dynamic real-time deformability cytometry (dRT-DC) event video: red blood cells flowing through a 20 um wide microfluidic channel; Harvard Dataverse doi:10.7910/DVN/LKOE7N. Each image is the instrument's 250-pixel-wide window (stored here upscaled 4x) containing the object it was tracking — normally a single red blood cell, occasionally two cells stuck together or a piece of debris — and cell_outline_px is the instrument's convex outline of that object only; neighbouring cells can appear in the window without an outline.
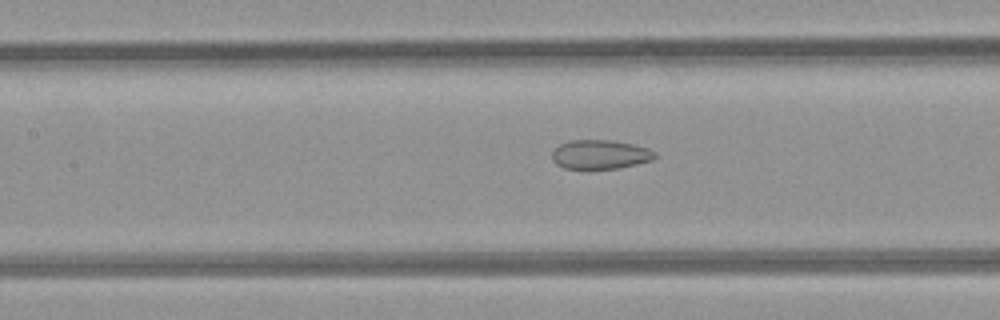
{"species": "common noctule bat (a hibernating species)", "species_latin": "Nyctalus noctula", "temperature_condition": "room temperature", "stored_images_in_passage": 35, "camera_frame_rate_fps": 3000, "um_per_image_px": 0.085, "animal": {"sex": "female", "body_mass_g": 21.9}, "frame": {"image": 1, "passage_image": 11, "time_ms": 3.333, "image_size_px": [1000, 320], "cell_outline_px": [[656, 156], [652, 160], [620, 168], [564, 168], [556, 164], [552, 160], [552, 152], [560, 144], [568, 140], [612, 140], [632, 144], [648, 148], [656, 152]], "centroid_in_image_um": [51.01, 13.12], "position_along_channel_um": 156.4, "area_um2": 17.4}}
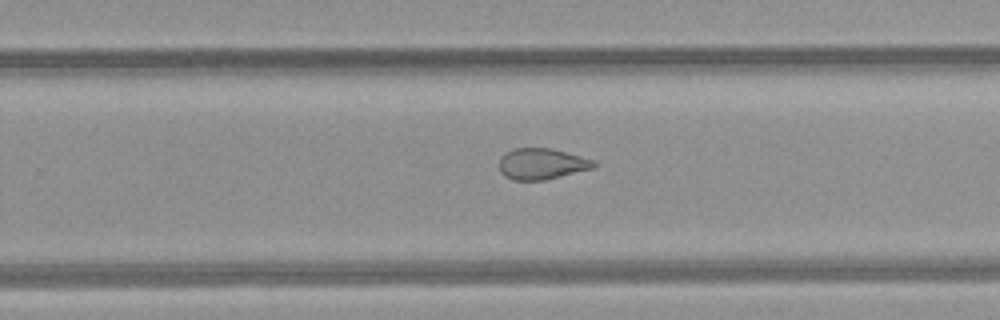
{"frame": {"image": 2, "passage_image": 20, "time_ms": 6.333, "image_size_px": [1000, 320], "cell_outline_px": [[596, 164], [592, 168], [544, 180], [512, 180], [504, 176], [500, 172], [500, 156], [504, 152], [512, 148], [552, 148], [596, 160]], "centroid_in_image_um": [46.01, 13.91], "position_along_channel_um": 283.8, "area_um2": 17.22}}
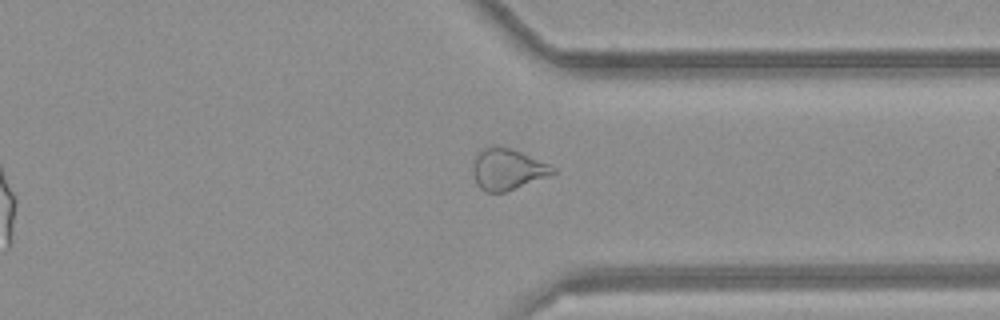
{"frame": {"image": 3, "passage_image": 26, "time_ms": 8.333, "image_size_px": [1000, 320], "cell_outline_px": [[556, 172], [548, 176], [504, 192], [484, 192], [476, 184], [472, 168], [472, 160], [484, 148], [492, 144], [496, 144], [520, 152], [548, 164], [556, 168]], "centroid_in_image_um": [43.08, 14.38], "position_along_channel_um": 368.3, "area_um2": 19.07}, "authors_computed_cell_mechanics": {"area_um2": 19.074, "velocity_mm_per_s": 4.2579, "shape_relaxation_time_tau1_ms": null, "shape_relaxation_time_tau2_ms": 2.1638, "deformation_change_tau1": null, "deformation_change_tau2": 0.0837}}